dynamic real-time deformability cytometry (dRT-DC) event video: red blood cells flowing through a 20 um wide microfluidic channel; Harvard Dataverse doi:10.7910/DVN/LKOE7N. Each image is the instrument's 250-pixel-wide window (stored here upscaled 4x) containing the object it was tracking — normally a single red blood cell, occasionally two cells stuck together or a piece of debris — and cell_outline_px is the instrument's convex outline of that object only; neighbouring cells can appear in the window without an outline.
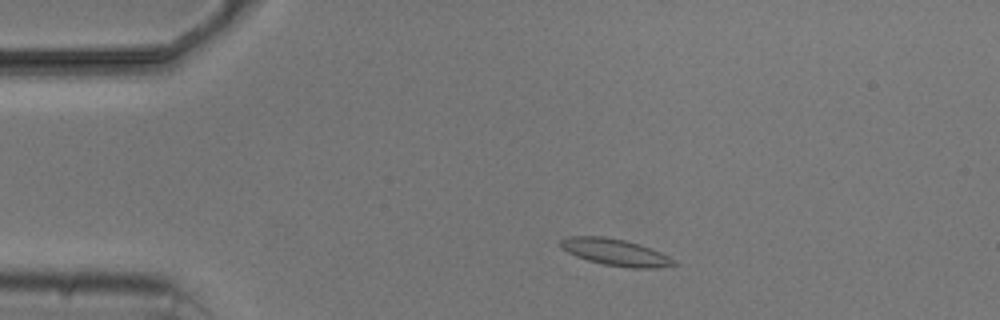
{"species": "common noctule bat (a hibernating species)", "species_latin": "Nyctalus noctula", "temperature_condition": "cold", "stored_images_in_passage": 3, "camera_frame_rate_fps": 3000, "um_per_image_px": 0.085, "animal": {"sex": "male", "body_mass_g": 20.5, "forearm_length_mm": 52.5}, "frame": {"image": 1, "passage_image": 2, "time_ms": 1.333, "image_size_px": [1000, 320], "cell_outline_px": [[676, 264], [660, 268], [632, 268], [604, 264], [588, 260], [576, 256], [568, 252], [560, 244], [560, 240], [568, 236], [604, 236], [624, 240], [640, 244], [652, 248], [668, 256]], "centroid_in_image_um": [52.31, 21.43], "position_along_channel_um": 32.7, "area_um2": 17.46}}